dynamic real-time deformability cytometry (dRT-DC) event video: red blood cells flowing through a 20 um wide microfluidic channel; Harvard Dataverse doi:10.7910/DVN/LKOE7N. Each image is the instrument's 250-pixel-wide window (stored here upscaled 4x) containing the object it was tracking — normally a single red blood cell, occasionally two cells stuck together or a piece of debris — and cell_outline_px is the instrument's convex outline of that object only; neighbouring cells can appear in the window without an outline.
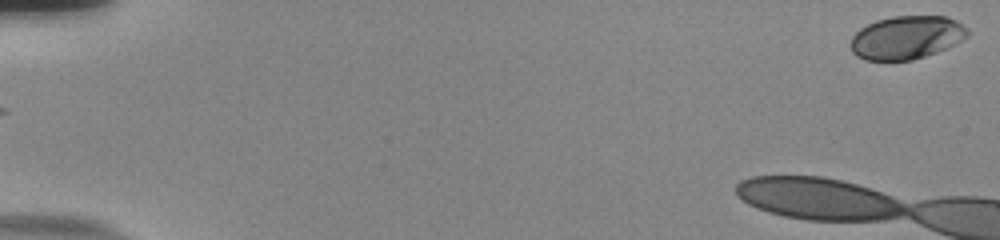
{"species": "human", "species_latin": "Homo sapiens", "temperature_condition": "room temperature", "stored_images_in_passage": 9, "camera_frame_rate_fps": 3000, "um_per_image_px": 0.085, "donor": {"sex": "male"}, "frame": {"image": 1, "passage_image": 1, "time_ms": 0.0, "image_size_px": [1000, 240], "cell_outline_px": [[968, 36], [936, 52], [912, 60], [864, 60], [856, 56], [852, 52], [848, 44], [852, 36], [860, 28], [876, 20], [892, 16], [948, 16], [956, 20], [968, 28]], "centroid_in_image_um": [77.0, 3.18], "position_along_channel_um": 8.0, "area_um2": 29.54}}